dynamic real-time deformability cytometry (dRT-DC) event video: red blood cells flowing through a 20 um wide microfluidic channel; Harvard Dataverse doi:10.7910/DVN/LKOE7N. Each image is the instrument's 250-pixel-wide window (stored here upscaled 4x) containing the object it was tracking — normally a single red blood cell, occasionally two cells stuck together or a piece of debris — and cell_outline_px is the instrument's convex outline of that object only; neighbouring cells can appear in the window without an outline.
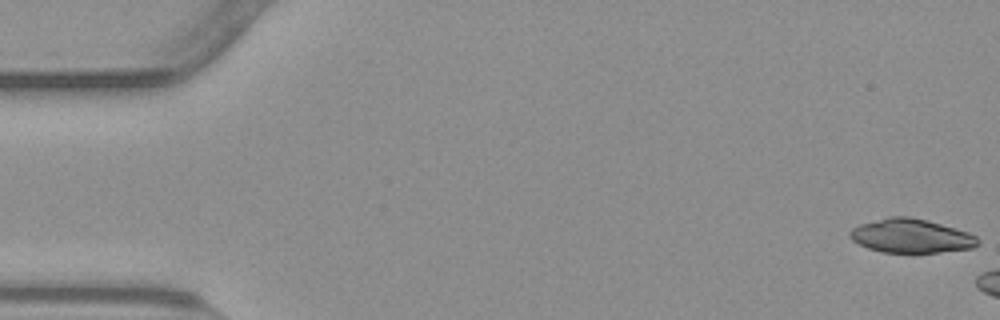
{"species": "common noctule bat (a hibernating species)", "species_latin": "Nyctalus noctula", "temperature_condition": "warm", "stored_images_in_passage": 10, "camera_frame_rate_fps": 3000, "um_per_image_px": 0.085, "animal": {"sex": "male", "body_mass_g": 23.1, "forearm_length_mm": 52.7}, "frame": {"image": 1, "passage_image": 1, "time_ms": 0.0, "image_size_px": [1000, 320], "cell_outline_px": [[980, 244], [972, 248], [940, 252], [880, 252], [868, 248], [852, 240], [848, 236], [848, 232], [852, 228], [860, 224], [888, 216], [908, 216], [940, 224], [968, 232], [976, 236], [980, 240]], "centroid_in_image_um": [77.42, 20.05], "position_along_channel_um": 7.6, "area_um2": 25.2}}